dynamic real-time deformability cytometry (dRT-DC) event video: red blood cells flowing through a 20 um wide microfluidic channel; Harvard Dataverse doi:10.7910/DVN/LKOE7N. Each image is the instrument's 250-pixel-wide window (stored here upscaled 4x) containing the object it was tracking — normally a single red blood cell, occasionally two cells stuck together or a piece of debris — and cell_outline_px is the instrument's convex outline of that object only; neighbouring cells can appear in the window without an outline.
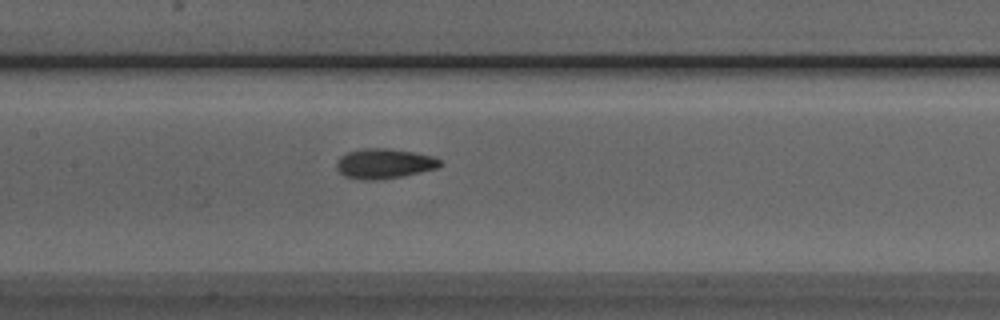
{"species": "Egyptian fruit bat (a non-hibernating species)", "species_latin": "Rousettus aegyptiacus", "temperature_condition": "room temperature", "stored_images_in_passage": 36, "camera_frame_rate_fps": 3000, "um_per_image_px": 0.085, "animal": {"sex": "male"}, "frame": {"image": 1, "passage_image": 11, "time_ms": 3.333, "image_size_px": [1000, 320], "cell_outline_px": [[444, 164], [440, 168], [384, 180], [360, 180], [344, 176], [336, 168], [336, 160], [340, 156], [348, 152], [364, 148], [388, 148], [412, 152], [432, 156], [440, 160]], "centroid_in_image_um": [32.66, 13.92], "position_along_channel_um": 174.7, "area_um2": 18.38}}
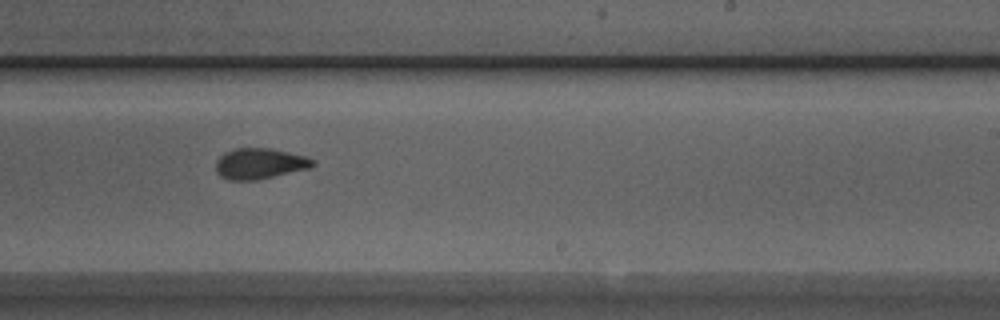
{"frame": {"image": 2, "passage_image": 18, "time_ms": 5.667, "image_size_px": [1000, 320], "cell_outline_px": [[316, 164], [308, 168], [256, 180], [228, 180], [220, 176], [216, 172], [216, 160], [224, 152], [236, 148], [268, 148], [288, 152], [304, 156], [316, 160]], "centroid_in_image_um": [22.04, 13.9], "position_along_channel_um": 267.0, "area_um2": 17.28}}
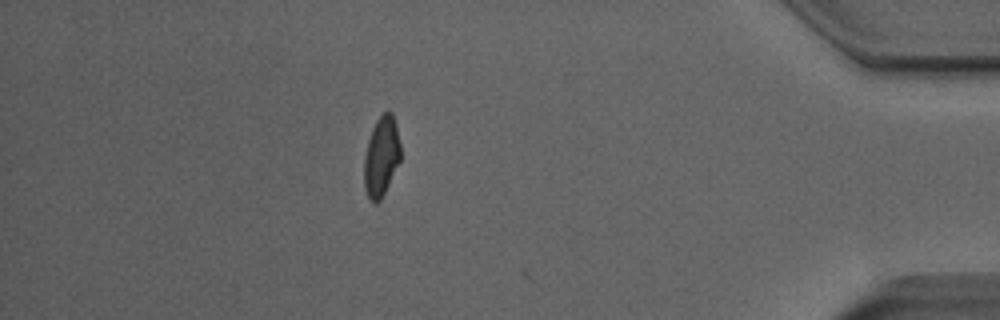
{"frame": {"image": 3, "passage_image": 32, "time_ms": 10.333, "image_size_px": [1000, 320], "cell_outline_px": [[400, 160], [380, 200], [376, 204], [372, 204], [368, 200], [364, 188], [364, 156], [368, 140], [372, 128], [376, 120], [388, 108], [392, 112], [396, 124], [400, 144]], "centroid_in_image_um": [32.39, 13.3], "position_along_channel_um": 402.8, "area_um2": 17.11}, "authors_computed_cell_mechanics": {"area_um2": 17.6001, "velocity_mm_per_s": 3.9652, "shape_relaxation_time_tau1_ms": null, "shape_relaxation_time_tau2_ms": 4.392, "deformation_change_tau1": null, "deformation_change_tau2": 0.0475}}